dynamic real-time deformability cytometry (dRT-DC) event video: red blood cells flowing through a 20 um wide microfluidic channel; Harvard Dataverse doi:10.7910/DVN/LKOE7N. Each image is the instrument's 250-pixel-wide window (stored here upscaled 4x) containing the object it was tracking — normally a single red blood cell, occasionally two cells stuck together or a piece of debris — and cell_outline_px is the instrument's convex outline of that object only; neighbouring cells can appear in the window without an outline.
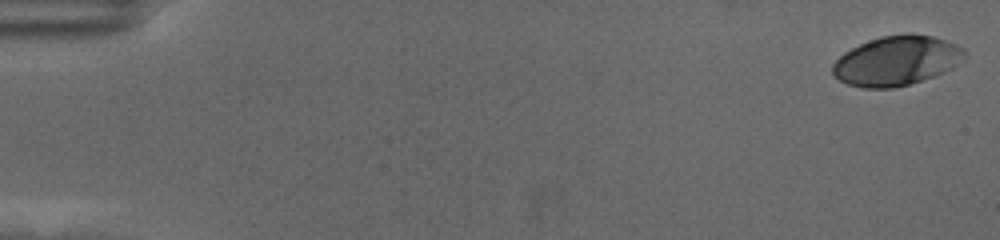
{"species": "human", "species_latin": "Homo sapiens", "temperature_condition": "cold", "stored_images_in_passage": 17, "camera_frame_rate_fps": 3000, "um_per_image_px": 0.085, "donor": {"sex": "female"}, "frame": {"image": 1, "passage_image": 1, "time_ms": 0.0, "image_size_px": [1000, 240], "cell_outline_px": [[968, 56], [964, 60], [952, 68], [944, 72], [908, 84], [892, 88], [864, 88], [848, 84], [840, 80], [832, 72], [832, 64], [844, 52], [860, 44], [880, 36], [908, 32], [912, 32], [932, 36], [956, 44], [964, 48]], "centroid_in_image_um": [76.24, 5.14], "position_along_channel_um": 8.8, "area_um2": 38.21}}
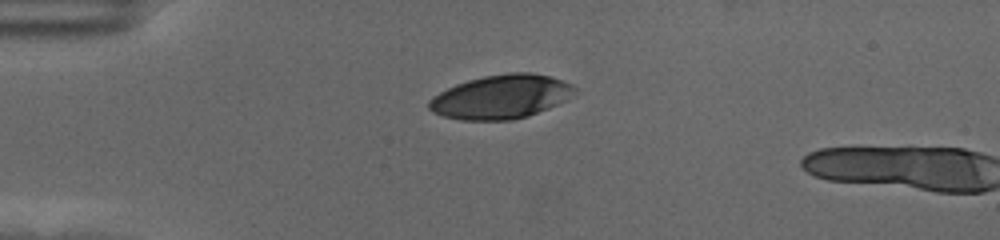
{"frame": {"image": 2, "passage_image": 15, "time_ms": 4.667, "image_size_px": [1000, 240], "cell_outline_px": [[576, 92], [568, 100], [528, 116], [512, 120], [460, 120], [440, 116], [432, 112], [428, 108], [428, 100], [432, 96], [456, 84], [468, 80], [484, 76], [508, 72], [532, 72], [548, 76], [572, 84], [576, 88]], "centroid_in_image_um": [42.57, 8.23], "position_along_channel_um": 42.4, "area_um2": 37.51}}